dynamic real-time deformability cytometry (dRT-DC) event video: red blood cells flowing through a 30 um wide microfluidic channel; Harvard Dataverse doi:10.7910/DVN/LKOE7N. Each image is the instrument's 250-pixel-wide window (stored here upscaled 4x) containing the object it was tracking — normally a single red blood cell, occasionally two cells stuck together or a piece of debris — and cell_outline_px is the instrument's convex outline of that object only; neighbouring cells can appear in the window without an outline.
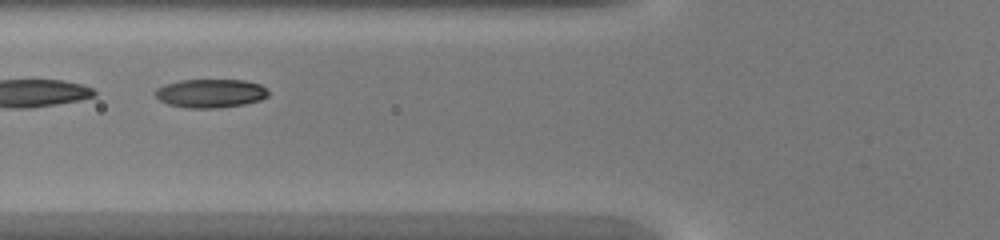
{"species": "common noctule bat (a hibernating species)", "species_latin": "Nyctalus noctula", "temperature_condition": "warm", "stored_images_in_passage": 14, "camera_frame_rate_fps": 3000, "um_per_image_px": 0.085, "animal": {"sex": "female", "body_mass_g": 20.0, "forearm_length_mm": 54.0}, "frame": {"image": 1, "passage_image": 5, "time_ms": 1.333, "image_size_px": [1000, 240], "cell_outline_px": [[268, 96], [260, 100], [244, 104], [216, 108], [184, 108], [168, 104], [160, 100], [156, 96], [156, 88], [164, 84], [180, 80], [244, 80], [260, 84], [268, 92]], "centroid_in_image_um": [17.87, 7.93], "position_along_channel_um": 107.9, "area_um2": 18.84}}